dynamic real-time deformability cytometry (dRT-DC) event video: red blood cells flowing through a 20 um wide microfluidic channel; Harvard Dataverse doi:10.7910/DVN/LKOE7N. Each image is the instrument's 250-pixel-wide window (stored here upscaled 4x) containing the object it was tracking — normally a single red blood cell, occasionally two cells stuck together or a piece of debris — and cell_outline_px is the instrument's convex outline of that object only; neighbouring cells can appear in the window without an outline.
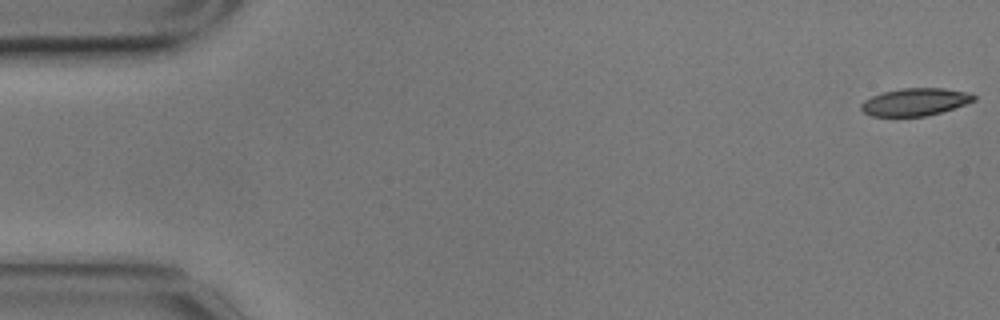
{"species": "common noctule bat (a hibernating species)", "species_latin": "Nyctalus noctula", "temperature_condition": "cold", "stored_images_in_passage": 57, "camera_frame_rate_fps": 3000, "um_per_image_px": 0.085, "animal": {"sex": "male", "body_mass_g": 17.9}, "frame": {"image": 1, "passage_image": 1, "time_ms": 0.0, "image_size_px": [1000, 320], "cell_outline_px": [[976, 100], [928, 116], [872, 116], [864, 112], [860, 108], [860, 104], [864, 100], [872, 96], [884, 92], [900, 88], [944, 88], [972, 92], [976, 96]], "centroid_in_image_um": [77.8, 8.65], "position_along_channel_um": 7.2, "area_um2": 18.09}}
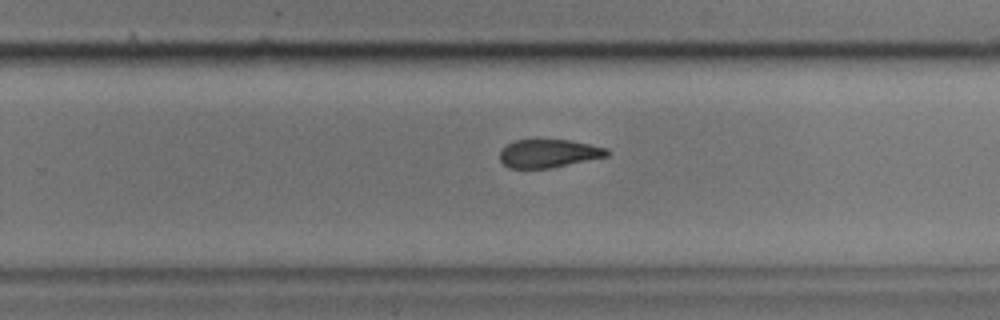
{"frame": {"image": 2, "passage_image": 36, "time_ms": 11.667, "image_size_px": [1000, 320], "cell_outline_px": [[612, 152], [608, 156], [552, 168], [508, 168], [500, 160], [500, 152], [508, 144], [516, 140], [568, 140], [608, 148]], "centroid_in_image_um": [46.67, 13.05], "position_along_channel_um": 283.1, "area_um2": 17.57}}
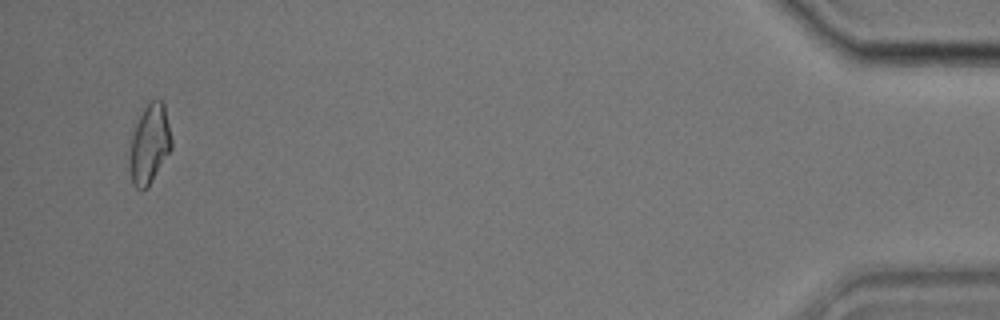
{"frame": {"image": 3, "passage_image": 55, "time_ms": 18.0, "image_size_px": [1000, 320], "cell_outline_px": [[172, 148], [152, 180], [144, 188], [136, 188], [132, 184], [128, 168], [128, 164], [132, 136], [136, 124], [144, 108], [152, 100], [160, 100], [164, 104], [172, 140]], "centroid_in_image_um": [12.7, 12.26], "position_along_channel_um": 422.5, "area_um2": 19.07}, "authors_computed_cell_mechanics": {"area_um2": 19.1896, "velocity_mm_per_s": 3.4951, "shape_relaxation_time_tau1_ms": 3.8678, "shape_relaxation_time_tau2_ms": 7.3739, "deformation_change_tau1": 0.1311, "deformation_change_tau2": 0.1687}}